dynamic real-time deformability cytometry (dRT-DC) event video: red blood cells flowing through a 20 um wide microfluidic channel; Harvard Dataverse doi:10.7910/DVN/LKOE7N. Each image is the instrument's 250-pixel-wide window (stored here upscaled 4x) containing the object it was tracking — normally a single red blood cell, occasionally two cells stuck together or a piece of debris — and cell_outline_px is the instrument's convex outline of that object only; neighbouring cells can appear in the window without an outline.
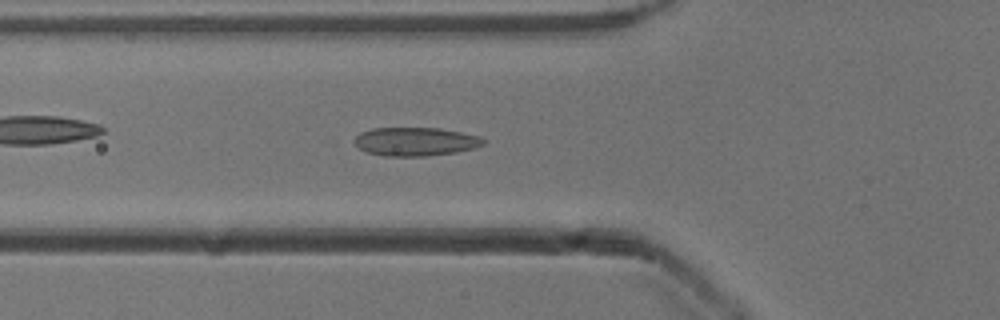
{"species": "common noctule bat (a hibernating species)", "species_latin": "Nyctalus noctula", "temperature_condition": "cold", "stored_images_in_passage": 52, "camera_frame_rate_fps": 3000, "um_per_image_px": 0.085, "animal": {"sex": "male", "body_mass_g": 13.3}, "frame": {"image": 1, "passage_image": 18, "time_ms": 5.667, "image_size_px": [1000, 320], "cell_outline_px": [[484, 144], [472, 148], [456, 152], [428, 156], [384, 156], [364, 152], [352, 140], [360, 132], [372, 128], [440, 128], [480, 136], [484, 140]], "centroid_in_image_um": [35.27, 12.03], "position_along_channel_um": 90.5, "area_um2": 21.5}}
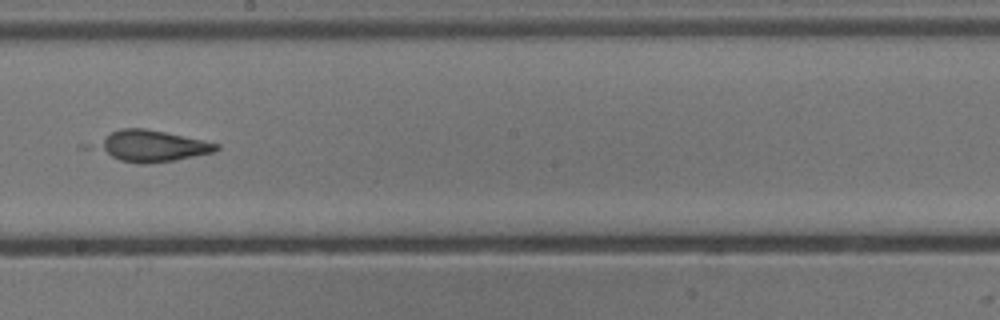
{"frame": {"image": 2, "passage_image": 29, "time_ms": 9.333, "image_size_px": [1000, 320], "cell_outline_px": [[220, 148], [216, 152], [172, 160], [144, 164], [136, 164], [120, 160], [112, 156], [100, 148], [96, 144], [112, 132], [120, 128], [144, 128], [204, 140], [220, 144]], "centroid_in_image_um": [13.01, 12.4], "position_along_channel_um": 235.2, "area_um2": 21.27}}
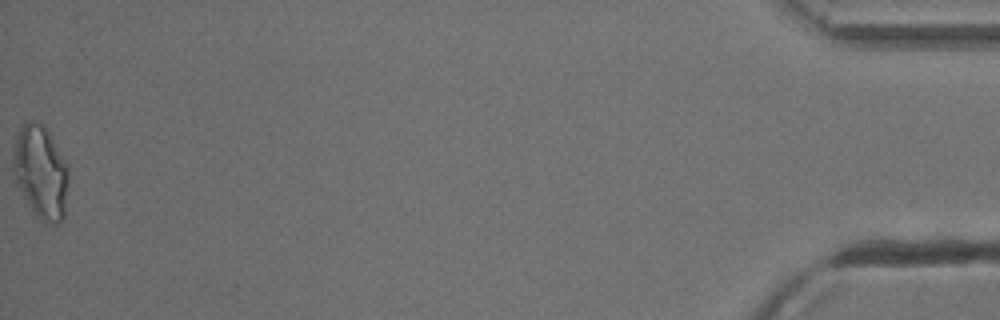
{"frame": {"image": 3, "passage_image": 52, "time_ms": 17.0, "image_size_px": [1000, 320], "cell_outline_px": [[68, 184], [64, 220], [56, 224], [52, 224], [44, 220], [32, 208], [16, 184], [12, 168], [12, 164], [16, 140], [20, 128], [28, 120], [32, 120], [40, 124], [52, 136], [68, 164]], "centroid_in_image_um": [3.49, 14.61], "position_along_channel_um": 431.7, "area_um2": 29.71}, "authors_computed_cell_mechanics": {"area_um2": 21.7328, "velocity_mm_per_s": 3.9167, "shape_relaxation_time_tau1_ms": null, "shape_relaxation_time_tau2_ms": 5.4708, "deformation_change_tau1": null, "deformation_change_tau2": 0.1128}}